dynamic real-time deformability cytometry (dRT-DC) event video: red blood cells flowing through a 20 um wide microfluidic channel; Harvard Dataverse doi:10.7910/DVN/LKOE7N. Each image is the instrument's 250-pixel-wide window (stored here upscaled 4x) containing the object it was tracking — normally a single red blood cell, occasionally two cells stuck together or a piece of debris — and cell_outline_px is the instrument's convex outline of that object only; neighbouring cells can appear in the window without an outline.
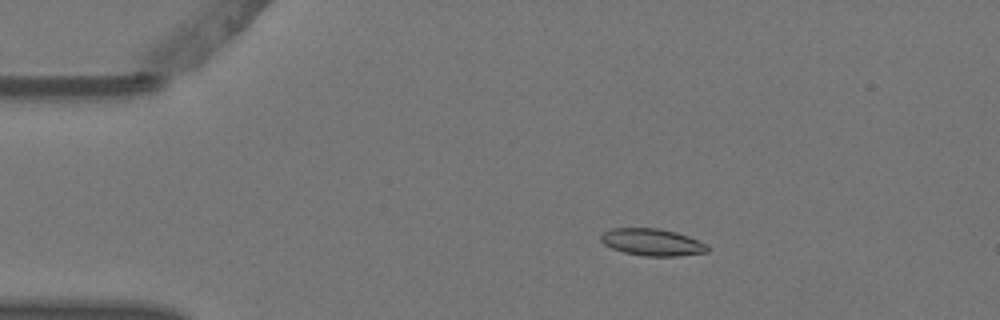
{"species": "Egyptian fruit bat (a non-hibernating species)", "species_latin": "Rousettus aegyptiacus", "temperature_condition": "warm", "stored_images_in_passage": 8, "camera_frame_rate_fps": 3000, "um_per_image_px": 0.085, "animal": {"sex": "female"}, "frame": {"image": 1, "passage_image": 3, "time_ms": 0.667, "image_size_px": [1000, 320], "cell_outline_px": [[708, 252], [680, 256], [644, 256], [624, 252], [612, 248], [604, 244], [600, 240], [600, 236], [604, 232], [612, 228], [660, 228], [676, 232], [688, 236], [708, 244]], "centroid_in_image_um": [55.45, 20.59], "position_along_channel_um": 29.5, "area_um2": 16.88}}
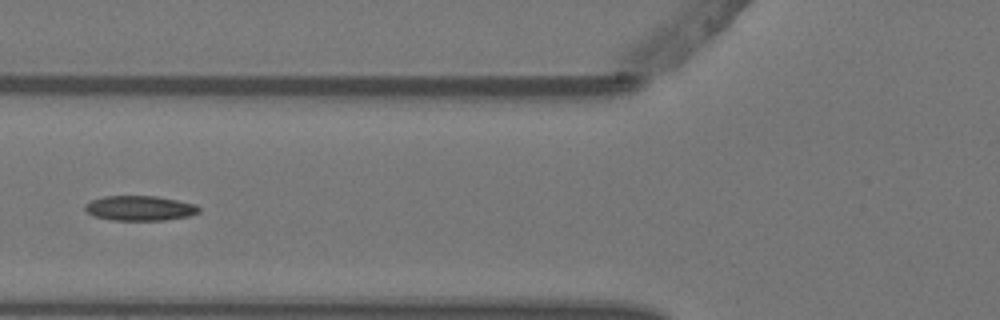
{"frame": {"image": 2, "passage_image": 6, "time_ms": 1.667, "image_size_px": [1000, 320], "cell_outline_px": [[200, 212], [188, 216], [164, 220], [112, 220], [92, 216], [84, 208], [84, 204], [92, 200], [104, 196], [156, 196], [196, 204], [200, 208]], "centroid_in_image_um": [11.87, 17.69], "position_along_channel_um": 113.9, "area_um2": 16.53}}
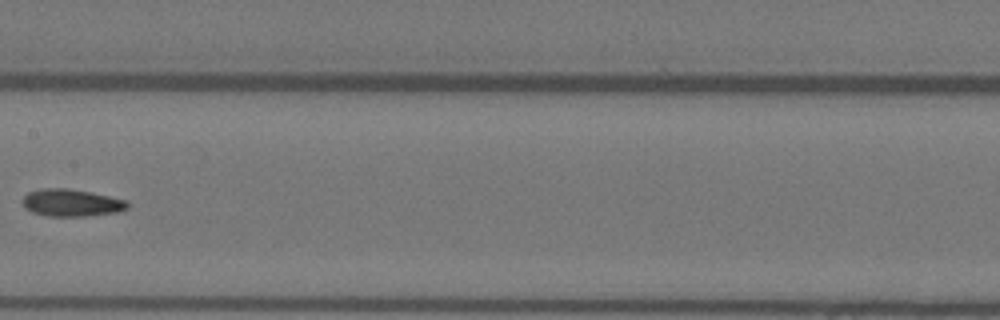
{"frame": {"image": 3, "passage_image": 8, "time_ms": 2.333, "image_size_px": [1000, 320], "cell_outline_px": [[128, 208], [120, 212], [88, 216], [48, 216], [32, 212], [24, 208], [20, 200], [28, 192], [40, 188], [68, 188], [92, 192], [128, 200]], "centroid_in_image_um": [6.07, 17.23], "position_along_channel_um": 201.3, "area_um2": 17.05}}